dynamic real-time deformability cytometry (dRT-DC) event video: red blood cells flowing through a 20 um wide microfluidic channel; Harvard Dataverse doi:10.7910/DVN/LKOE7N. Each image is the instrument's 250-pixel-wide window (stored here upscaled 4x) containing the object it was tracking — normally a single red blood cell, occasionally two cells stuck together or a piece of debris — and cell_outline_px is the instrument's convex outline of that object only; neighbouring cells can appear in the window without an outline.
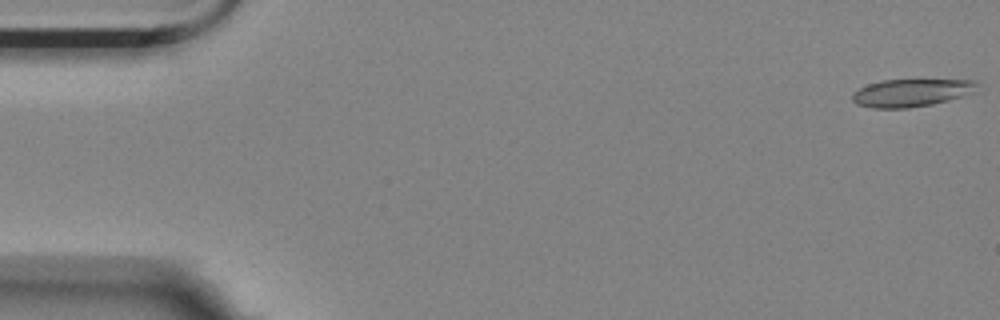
{"species": "Egyptian fruit bat (a non-hibernating species)", "species_latin": "Rousettus aegyptiacus", "temperature_condition": "room temperature", "stored_images_in_passage": 56, "camera_frame_rate_fps": 3000, "um_per_image_px": 0.085, "animal": {"sex": "female"}, "frame": {"image": 1, "passage_image": 1, "time_ms": 0.0, "image_size_px": [1000, 320], "cell_outline_px": [[980, 80], [976, 92], [964, 96], [932, 104], [908, 108], [872, 108], [856, 104], [852, 100], [852, 92], [868, 84], [880, 80]], "centroid_in_image_um": [77.49, 7.88], "position_along_channel_um": 7.5, "area_um2": 20.35}}
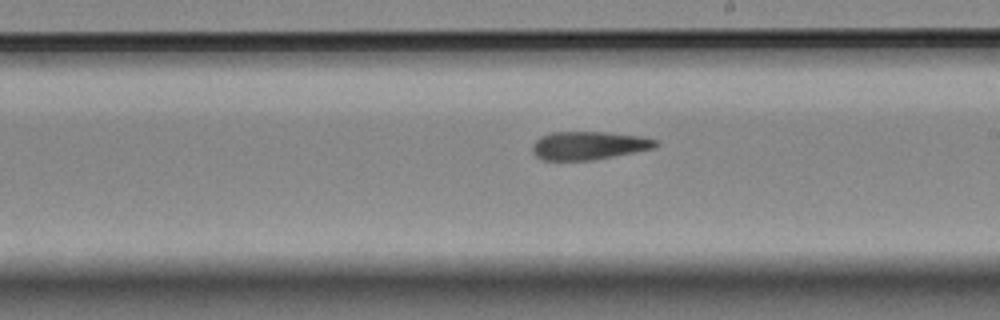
{"frame": {"image": 2, "passage_image": 32, "time_ms": 10.333, "image_size_px": [1000, 320], "cell_outline_px": [[660, 144], [656, 148], [596, 160], [544, 160], [536, 156], [532, 152], [532, 144], [540, 136], [552, 132], [604, 132], [644, 136], [656, 140]], "centroid_in_image_um": [50.08, 12.37], "position_along_channel_um": 238.9, "area_um2": 20.58}}
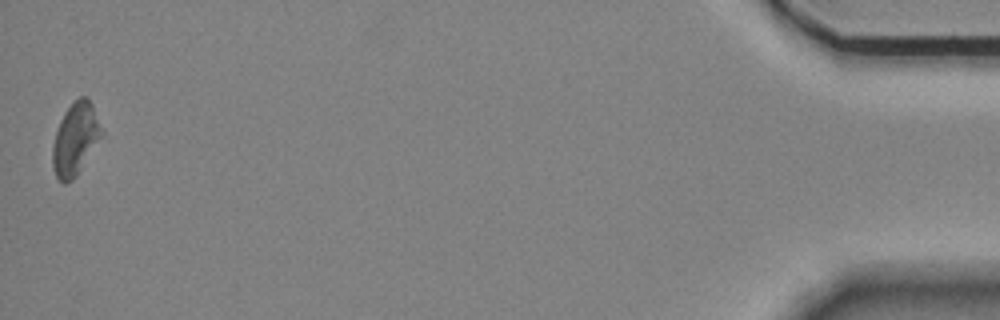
{"frame": {"image": 3, "passage_image": 56, "time_ms": 18.333, "image_size_px": [1000, 320], "cell_outline_px": [[104, 136], [76, 176], [72, 180], [64, 184], [56, 176], [52, 168], [52, 144], [60, 120], [64, 112], [80, 96], [88, 96], [92, 104], [104, 132]], "centroid_in_image_um": [6.43, 11.83], "position_along_channel_um": 428.8, "area_um2": 20.92}, "authors_computed_cell_mechanics": {"area_um2": 20.9236, "velocity_mm_per_s": 3.5233, "shape_relaxation_time_tau1_ms": null, "shape_relaxation_time_tau2_ms": 9.9025, "deformation_change_tau1": null, "deformation_change_tau2": 0.2237}}